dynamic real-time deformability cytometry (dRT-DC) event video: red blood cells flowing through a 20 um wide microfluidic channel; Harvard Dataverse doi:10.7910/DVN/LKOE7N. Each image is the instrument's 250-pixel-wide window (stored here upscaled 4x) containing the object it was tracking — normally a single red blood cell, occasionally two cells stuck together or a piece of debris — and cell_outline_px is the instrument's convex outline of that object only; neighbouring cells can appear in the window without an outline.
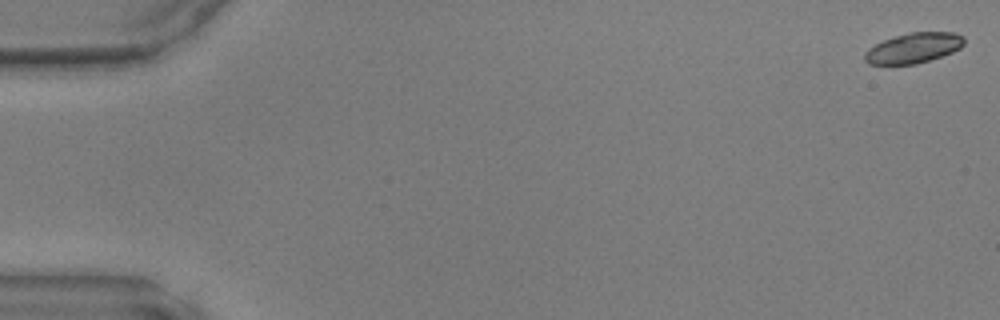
{"species": "common noctule bat (a hibernating species)", "species_latin": "Nyctalus noctula", "temperature_condition": "warm", "stored_images_in_passage": 48, "camera_frame_rate_fps": 3000, "um_per_image_px": 0.085, "animal": {"sex": "male", "body_mass_g": 17.9, "forearm_length_mm": 54.2}, "frame": {"image": 1, "passage_image": 1, "time_ms": 0.0, "image_size_px": [1000, 320], "cell_outline_px": [[964, 44], [960, 48], [952, 52], [916, 64], [868, 64], [864, 60], [864, 52], [868, 48], [884, 40], [908, 32], [956, 32], [964, 36]], "centroid_in_image_um": [77.65, 4.07], "position_along_channel_um": 7.3, "area_um2": 17.46}}
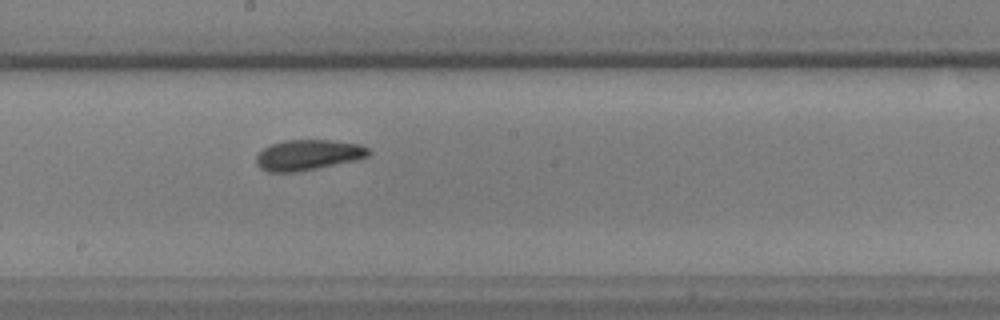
{"frame": {"image": 2, "passage_image": 27, "time_ms": 8.667, "image_size_px": [1000, 320], "cell_outline_px": [[372, 152], [368, 156], [356, 160], [300, 172], [268, 172], [260, 168], [256, 164], [256, 156], [264, 148], [272, 144], [284, 140], [328, 140], [360, 144], [368, 148]], "centroid_in_image_um": [26.19, 13.18], "position_along_channel_um": 222.0, "area_um2": 20.06}}
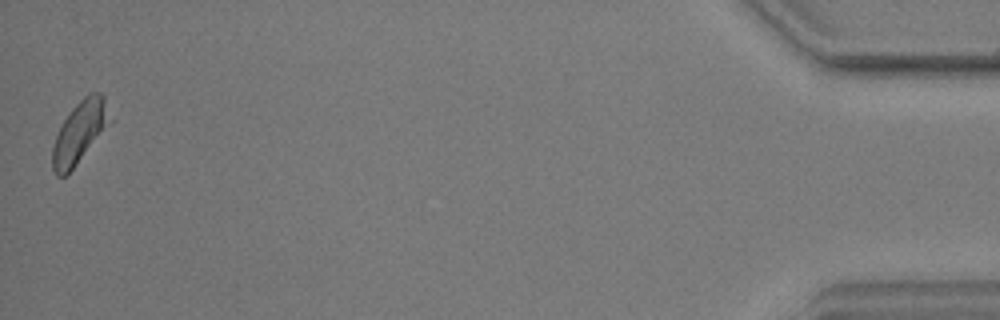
{"frame": {"image": 3, "passage_image": 48, "time_ms": 15.667, "image_size_px": [1000, 320], "cell_outline_px": [[112, 120], [72, 168], [64, 176], [56, 176], [52, 168], [52, 148], [56, 136], [64, 120], [72, 108], [88, 92], [100, 92], [104, 96]], "centroid_in_image_um": [6.76, 11.19], "position_along_channel_um": 428.4, "area_um2": 20.11}}